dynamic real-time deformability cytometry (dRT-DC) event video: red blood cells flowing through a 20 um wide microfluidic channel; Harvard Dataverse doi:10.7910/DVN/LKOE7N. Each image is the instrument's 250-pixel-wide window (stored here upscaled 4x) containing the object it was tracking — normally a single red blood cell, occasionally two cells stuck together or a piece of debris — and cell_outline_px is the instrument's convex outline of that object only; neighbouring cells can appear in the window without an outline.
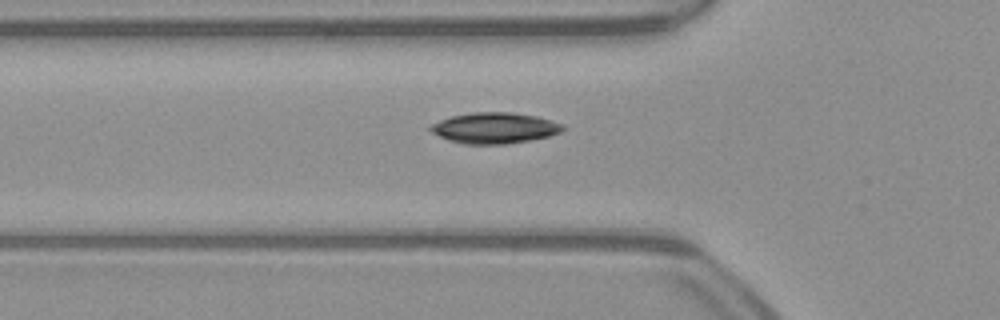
{"species": "common noctule bat (a hibernating species)", "species_latin": "Nyctalus noctula", "temperature_condition": "warm", "stored_images_in_passage": 37, "camera_frame_rate_fps": 3000, "um_per_image_px": 0.085, "animal": {"sex": "male", "body_mass_g": 23.1, "forearm_length_mm": 52.7}, "frame": {"image": 1, "passage_image": 6, "time_ms": 1.667, "image_size_px": [1000, 320], "cell_outline_px": [[564, 128], [560, 132], [548, 136], [528, 140], [504, 144], [464, 144], [448, 140], [432, 132], [428, 128], [432, 124], [440, 120], [452, 116], [472, 112], [512, 112], [536, 116], [552, 120], [564, 124]], "centroid_in_image_um": [42.04, 10.87], "position_along_channel_um": 83.8, "area_um2": 23.7}}
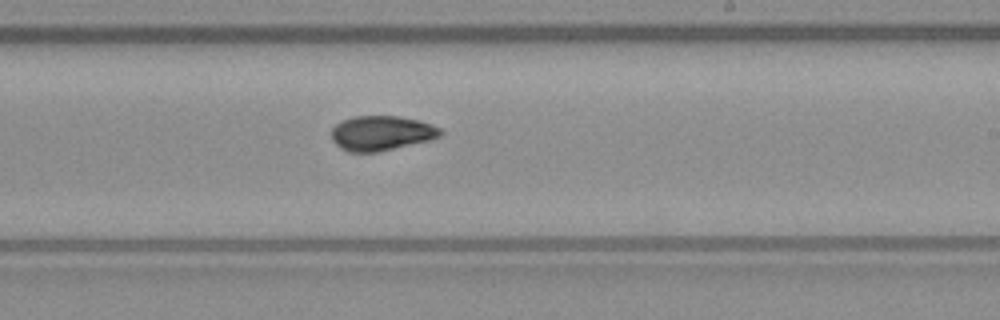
{"frame": {"image": 2, "passage_image": 19, "time_ms": 6.0, "image_size_px": [1000, 320], "cell_outline_px": [[444, 132], [440, 136], [428, 140], [376, 152], [348, 152], [340, 148], [332, 140], [332, 128], [336, 124], [352, 116], [396, 116], [420, 120], [432, 124], [440, 128]], "centroid_in_image_um": [32.41, 11.31], "position_along_channel_um": 256.6, "area_um2": 21.96}}
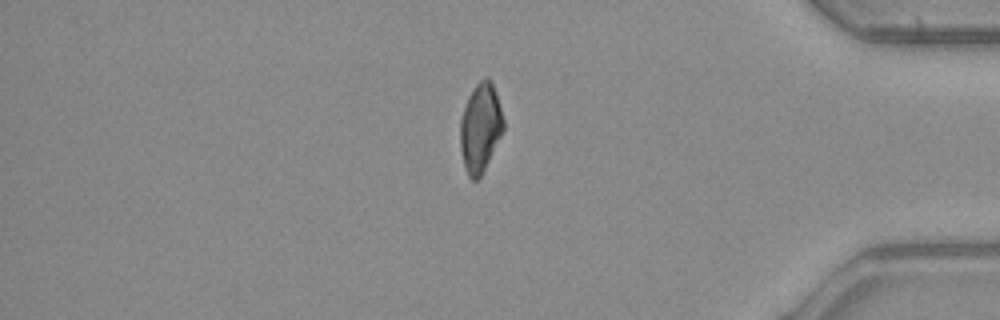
{"frame": {"image": 3, "passage_image": 32, "time_ms": 10.333, "image_size_px": [1000, 320], "cell_outline_px": [[504, 132], [484, 172], [476, 180], [472, 180], [468, 176], [464, 168], [460, 148], [460, 120], [468, 96], [472, 88], [484, 76], [488, 76], [492, 80], [496, 92], [504, 120]], "centroid_in_image_um": [40.84, 10.86], "position_along_channel_um": 394.4, "area_um2": 22.95}, "authors_computed_cell_mechanics": {"area_um2": 22.8888, "velocity_mm_per_s": 3.9665, "shape_relaxation_time_tau1_ms": 9.8365, "shape_relaxation_time_tau2_ms": 2.6711, "deformation_change_tau1": 0.2324, "deformation_change_tau2": 0.0599}}